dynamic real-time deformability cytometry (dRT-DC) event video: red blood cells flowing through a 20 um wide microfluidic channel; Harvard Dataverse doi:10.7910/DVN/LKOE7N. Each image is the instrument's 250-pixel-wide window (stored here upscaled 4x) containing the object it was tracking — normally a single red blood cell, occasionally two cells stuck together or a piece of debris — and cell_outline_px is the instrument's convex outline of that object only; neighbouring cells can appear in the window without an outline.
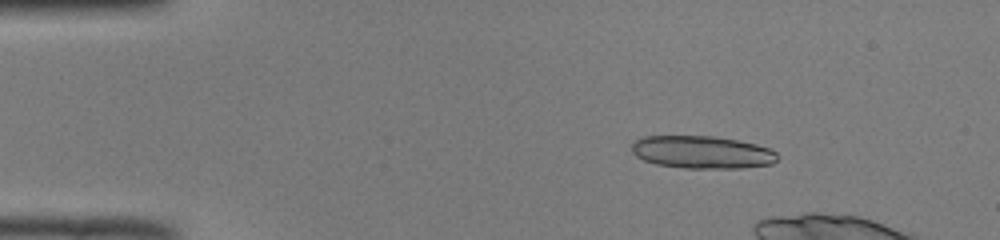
{"species": "common noctule bat (a hibernating species)", "species_latin": "Nyctalus noctula", "temperature_condition": "room temperature", "stored_images_in_passage": 9, "camera_frame_rate_fps": 3000, "um_per_image_px": 0.085, "animal": {"sex": "male", "body_mass_g": 19.0, "forearm_length_mm": 50.8}, "frame": {"image": 1, "passage_image": 3, "time_ms": 0.667, "image_size_px": [1000, 240], "cell_outline_px": [[780, 156], [772, 164], [740, 168], [684, 168], [656, 164], [644, 160], [636, 156], [632, 152], [632, 144], [636, 140], [644, 136], [716, 136], [756, 144], [768, 148], [776, 152]], "centroid_in_image_um": [59.68, 12.94], "position_along_channel_um": 25.3, "area_um2": 27.74}}